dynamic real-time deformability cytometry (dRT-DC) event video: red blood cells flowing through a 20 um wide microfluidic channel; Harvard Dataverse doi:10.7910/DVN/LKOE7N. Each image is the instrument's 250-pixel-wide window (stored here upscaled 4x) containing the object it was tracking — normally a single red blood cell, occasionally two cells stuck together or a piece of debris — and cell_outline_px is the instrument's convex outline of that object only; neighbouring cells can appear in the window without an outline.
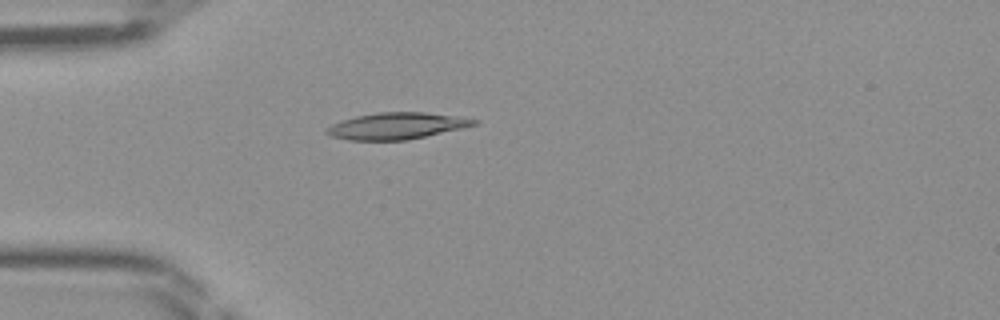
{"species": "Egyptian fruit bat (a non-hibernating species)", "species_latin": "Rousettus aegyptiacus", "temperature_condition": "room temperature", "stored_images_in_passage": 46, "camera_frame_rate_fps": 3000, "um_per_image_px": 0.085, "frame": {"image": 1, "passage_image": 13, "time_ms": 4.0, "image_size_px": [1000, 320], "cell_outline_px": [[480, 120], [476, 124], [464, 128], [408, 140], [348, 140], [332, 136], [324, 132], [324, 128], [332, 124], [356, 116], [376, 112], [424, 112]], "centroid_in_image_um": [33.69, 10.71], "position_along_channel_um": 51.3, "area_um2": 22.72}}
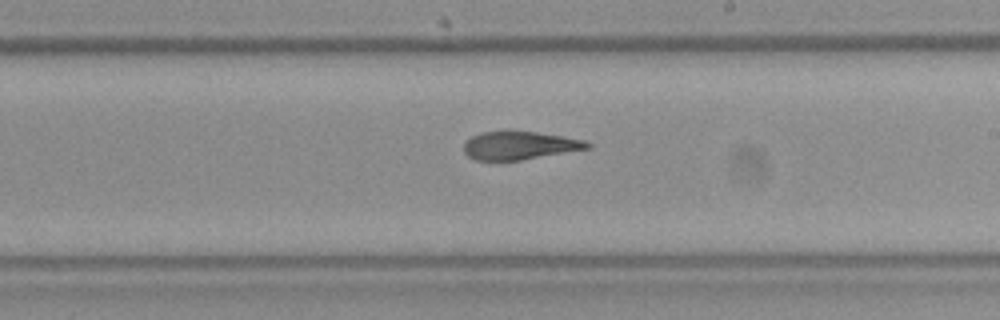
{"frame": {"image": 2, "passage_image": 27, "time_ms": 8.667, "image_size_px": [1000, 320], "cell_outline_px": [[592, 148], [520, 160], [476, 160], [468, 156], [464, 152], [464, 144], [472, 136], [480, 132], [536, 132], [564, 136], [588, 140], [592, 144]], "centroid_in_image_um": [44.23, 12.37], "position_along_channel_um": 244.8, "area_um2": 20.17}}
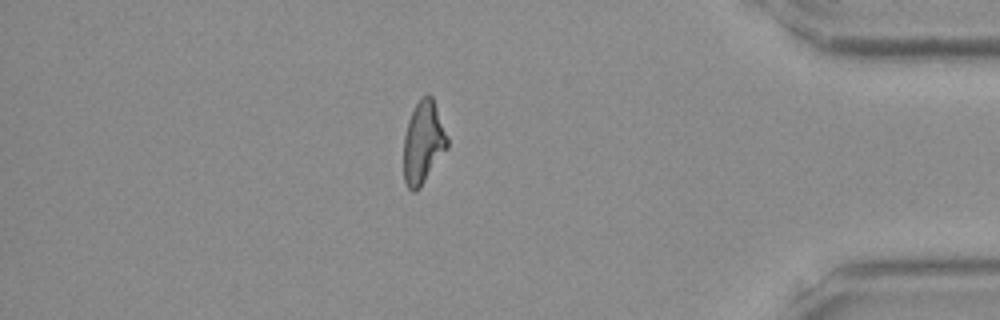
{"frame": {"image": 3, "passage_image": 40, "time_ms": 13.0, "image_size_px": [1000, 320], "cell_outline_px": [[448, 148], [420, 188], [416, 192], [412, 192], [408, 188], [404, 180], [404, 136], [408, 120], [416, 104], [428, 92], [432, 96], [448, 136]], "centroid_in_image_um": [35.98, 12.13], "position_along_channel_um": 399.2, "area_um2": 21.04}}